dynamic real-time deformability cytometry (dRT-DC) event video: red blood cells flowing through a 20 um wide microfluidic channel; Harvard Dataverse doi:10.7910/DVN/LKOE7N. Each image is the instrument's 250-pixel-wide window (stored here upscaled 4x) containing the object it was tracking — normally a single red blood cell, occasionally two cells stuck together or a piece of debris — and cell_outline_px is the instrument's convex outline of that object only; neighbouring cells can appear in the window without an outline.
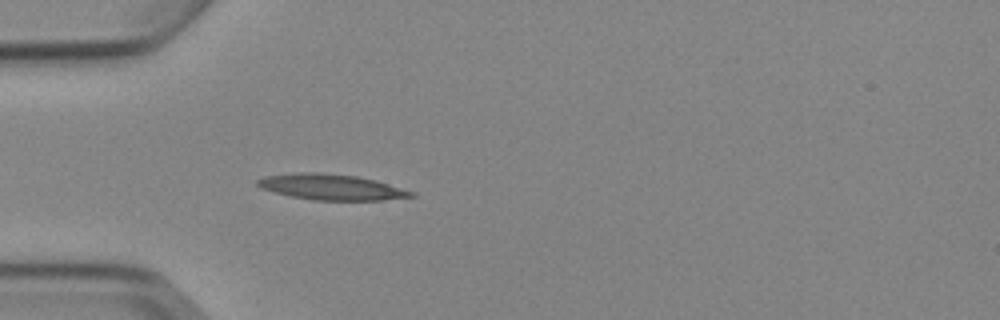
{"species": "Egyptian fruit bat (a non-hibernating species)", "species_latin": "Rousettus aegyptiacus", "temperature_condition": "cold", "stored_images_in_passage": 5, "camera_frame_rate_fps": 3000, "um_per_image_px": 0.085, "animal": {"sex": "female"}, "frame": {"image": 1, "passage_image": 5, "time_ms": 4.667, "image_size_px": [1000, 320], "cell_outline_px": [[416, 196], [384, 200], [312, 200], [292, 196], [260, 188], [256, 184], [256, 180], [264, 176], [300, 172], [320, 172], [356, 176], [376, 180], [416, 192]], "centroid_in_image_um": [28.19, 15.89], "position_along_channel_um": 56.8, "area_um2": 23.06}}